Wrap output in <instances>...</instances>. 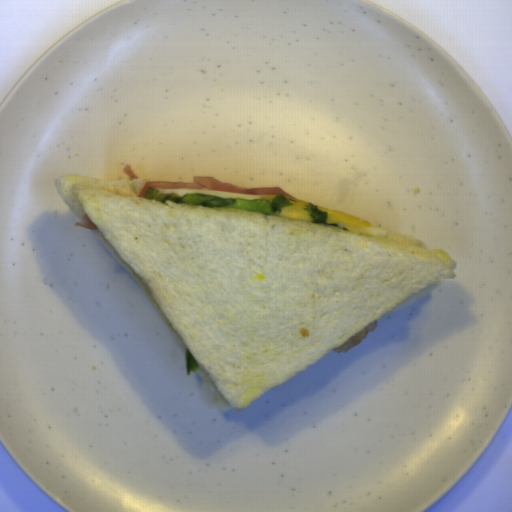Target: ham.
Masks as SVG:
<instances>
[{"label": "ham", "mask_w": 512, "mask_h": 512, "mask_svg": "<svg viewBox=\"0 0 512 512\" xmlns=\"http://www.w3.org/2000/svg\"><path fill=\"white\" fill-rule=\"evenodd\" d=\"M378 325V319L373 321L372 323L366 325L361 330L356 332L354 335H352L350 338L339 344L338 346L334 347L333 351L337 353H347L349 350L353 349L354 347L360 345L362 341L366 338L368 335V332L374 331L375 328Z\"/></svg>", "instance_id": "obj_1"}]
</instances>
